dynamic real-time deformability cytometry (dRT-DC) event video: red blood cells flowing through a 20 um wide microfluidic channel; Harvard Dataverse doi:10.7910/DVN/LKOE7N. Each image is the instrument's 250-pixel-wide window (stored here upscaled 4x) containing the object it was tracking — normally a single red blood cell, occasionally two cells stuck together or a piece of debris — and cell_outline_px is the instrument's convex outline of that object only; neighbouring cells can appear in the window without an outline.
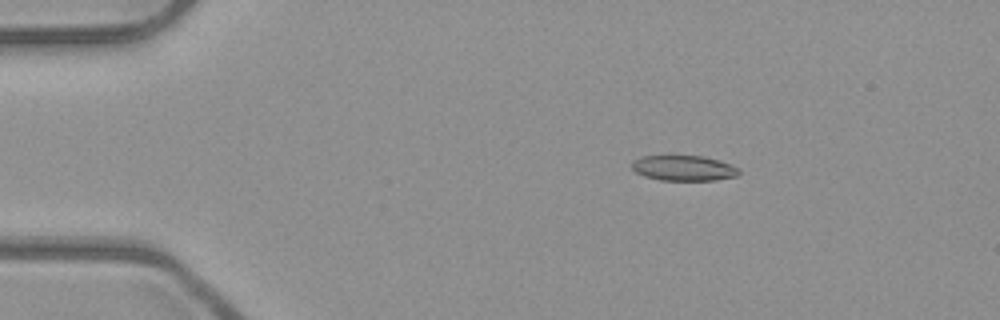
{"species": "common noctule bat (a hibernating species)", "species_latin": "Nyctalus noctula", "temperature_condition": "room temperature", "stored_images_in_passage": 45, "camera_frame_rate_fps": 3000, "um_per_image_px": 0.085, "animal": {"sex": "male", "body_mass_g": 23.1, "forearm_length_mm": 52.7}, "frame": {"image": 1, "passage_image": 2, "time_ms": 0.333, "image_size_px": [1000, 320], "cell_outline_px": [[740, 172], [736, 176], [716, 180], [660, 180], [644, 176], [636, 172], [632, 168], [632, 160], [640, 156], [672, 152], [704, 156], [720, 160], [740, 168]], "centroid_in_image_um": [58.07, 14.22], "position_along_channel_um": 26.9, "area_um2": 16.82}}
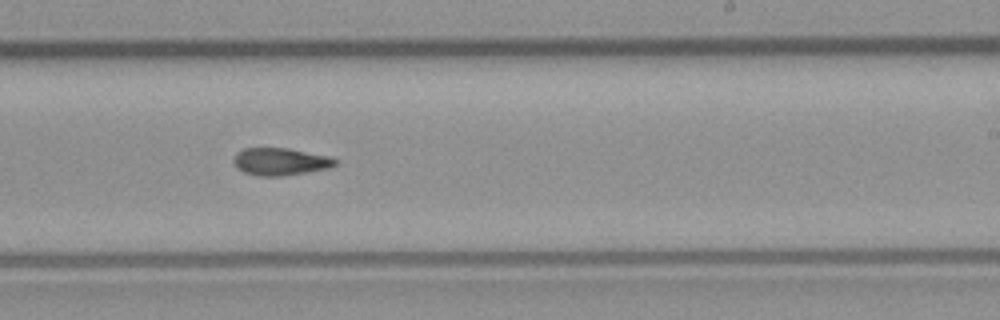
{"frame": {"image": 2, "passage_image": 25, "time_ms": 8.0, "image_size_px": [1000, 320], "cell_outline_px": [[336, 164], [328, 168], [280, 176], [260, 176], [244, 172], [236, 168], [232, 160], [244, 148], [288, 148], [332, 156], [336, 160]], "centroid_in_image_um": [23.83, 13.73], "position_along_channel_um": 265.2, "area_um2": 16.07}}
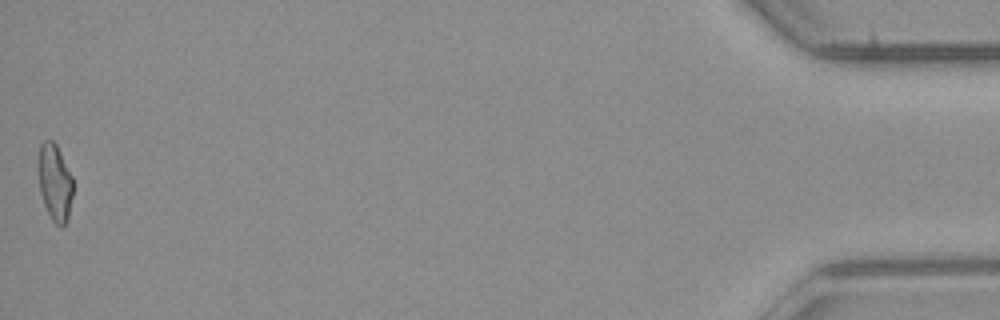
{"frame": {"image": 3, "passage_image": 45, "time_ms": 14.667, "image_size_px": [1000, 320], "cell_outline_px": [[72, 196], [68, 220], [60, 228], [52, 220], [44, 204], [40, 192], [36, 172], [36, 164], [40, 144], [44, 140], [52, 140], [56, 144], [72, 176]], "centroid_in_image_um": [4.62, 15.48], "position_along_channel_um": 430.6, "area_um2": 15.9}, "authors_computed_cell_mechanics": {"area_um2": 16.2996, "velocity_mm_per_s": 3.9916, "shape_relaxation_time_tau1_ms": null, "shape_relaxation_time_tau2_ms": 3.9269, "deformation_change_tau1": null, "deformation_change_tau2": 0.105}}